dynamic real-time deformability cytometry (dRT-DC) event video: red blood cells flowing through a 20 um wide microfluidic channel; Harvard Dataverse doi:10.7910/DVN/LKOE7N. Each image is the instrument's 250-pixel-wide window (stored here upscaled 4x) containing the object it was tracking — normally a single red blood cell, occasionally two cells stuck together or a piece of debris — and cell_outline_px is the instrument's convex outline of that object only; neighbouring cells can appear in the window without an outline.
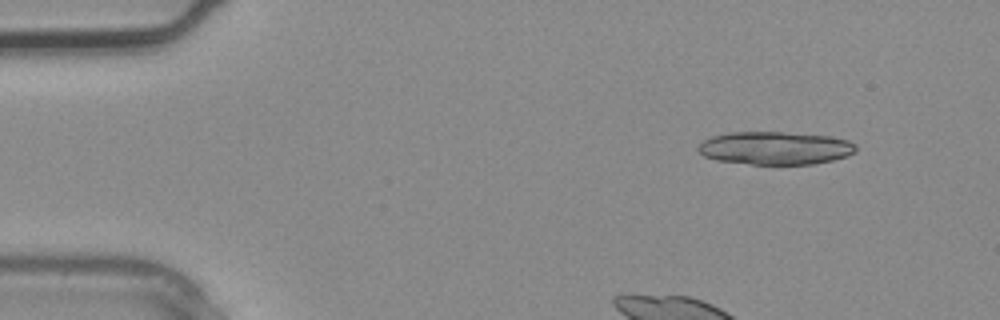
{"species": "common noctule bat (a hibernating species)", "species_latin": "Nyctalus noctula", "temperature_condition": "warm", "stored_images_in_passage": 3, "camera_frame_rate_fps": 3000, "um_per_image_px": 0.085, "animal": {"sex": "male", "body_mass_g": 20.4}, "frame": {"image": 1, "passage_image": 1, "time_ms": 0.0, "image_size_px": [1000, 320], "cell_outline_px": [[856, 152], [848, 156], [832, 160], [812, 164], [752, 164], [716, 160], [704, 156], [696, 148], [704, 140], [712, 136], [728, 132], [784, 132], [832, 136], [848, 140], [856, 144]], "centroid_in_image_um": [65.91, 12.58], "position_along_channel_um": 19.1, "area_um2": 30.46}}